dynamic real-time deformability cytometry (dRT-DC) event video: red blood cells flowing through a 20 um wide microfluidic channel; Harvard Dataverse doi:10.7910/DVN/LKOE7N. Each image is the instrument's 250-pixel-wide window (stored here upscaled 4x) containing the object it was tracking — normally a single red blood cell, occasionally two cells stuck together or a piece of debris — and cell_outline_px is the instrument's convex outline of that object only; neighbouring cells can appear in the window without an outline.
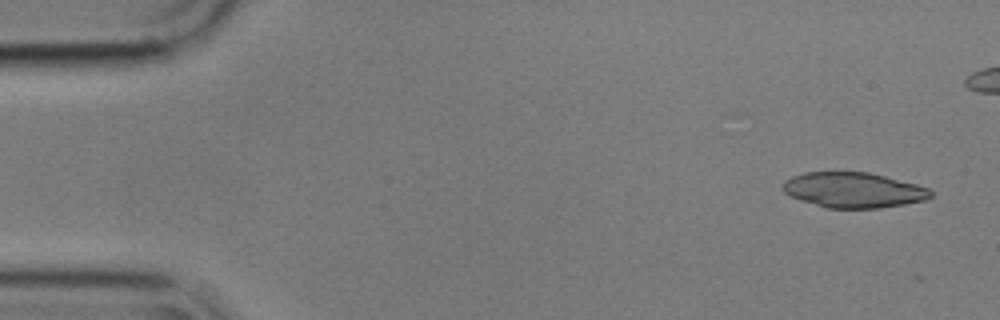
{"species": "common noctule bat (a hibernating species)", "species_latin": "Nyctalus noctula", "temperature_condition": "cold", "stored_images_in_passage": 8, "camera_frame_rate_fps": 3000, "um_per_image_px": 0.085, "animal": {"sex": "male", "body_mass_g": 17.9}, "frame": {"image": 1, "passage_image": 1, "time_ms": 0.0, "image_size_px": [1000, 320], "cell_outline_px": [[932, 196], [924, 200], [904, 204], [880, 208], [828, 208], [800, 200], [784, 192], [780, 188], [784, 180], [792, 176], [804, 172], [868, 172], [916, 184], [928, 188], [932, 192]], "centroid_in_image_um": [72.5, 16.15], "position_along_channel_um": 12.5, "area_um2": 30.35}}